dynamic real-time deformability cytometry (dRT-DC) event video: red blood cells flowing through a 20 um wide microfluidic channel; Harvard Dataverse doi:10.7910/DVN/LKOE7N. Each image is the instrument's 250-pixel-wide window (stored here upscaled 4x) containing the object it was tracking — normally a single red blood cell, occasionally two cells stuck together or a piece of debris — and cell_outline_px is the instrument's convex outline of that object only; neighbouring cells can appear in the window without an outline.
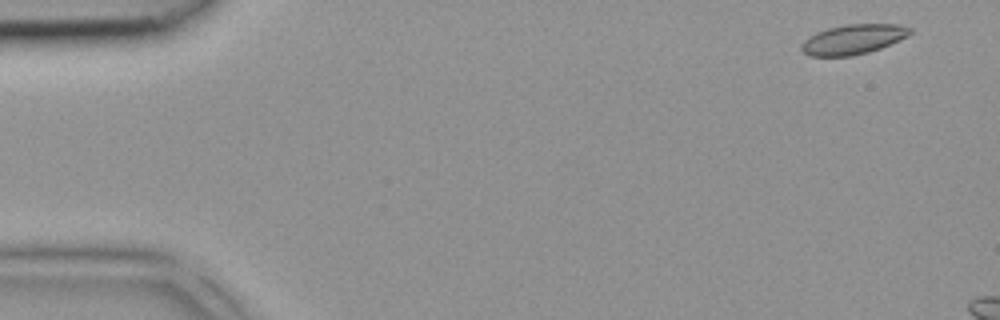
{"species": "common noctule bat (a hibernating species)", "species_latin": "Nyctalus noctula", "temperature_condition": "room temperature", "stored_images_in_passage": 3, "segment_of_instrument_passage": [2, 2], "camera_frame_rate_fps": 3000, "um_per_image_px": 0.085, "animal": {"sex": "female", "body_mass_g": 18.4}, "frame": {"image": 1, "passage_image": 3, "time_ms": 0.667, "image_size_px": [1000, 320], "cell_outline_px": [[912, 32], [908, 36], [900, 40], [880, 48], [868, 52], [852, 56], [808, 56], [800, 48], [800, 44], [804, 40], [816, 32], [828, 28], [848, 24], [900, 24], [912, 28]], "centroid_in_image_um": [72.53, 3.34], "position_along_channel_um": 12.5, "area_um2": 18.96}}